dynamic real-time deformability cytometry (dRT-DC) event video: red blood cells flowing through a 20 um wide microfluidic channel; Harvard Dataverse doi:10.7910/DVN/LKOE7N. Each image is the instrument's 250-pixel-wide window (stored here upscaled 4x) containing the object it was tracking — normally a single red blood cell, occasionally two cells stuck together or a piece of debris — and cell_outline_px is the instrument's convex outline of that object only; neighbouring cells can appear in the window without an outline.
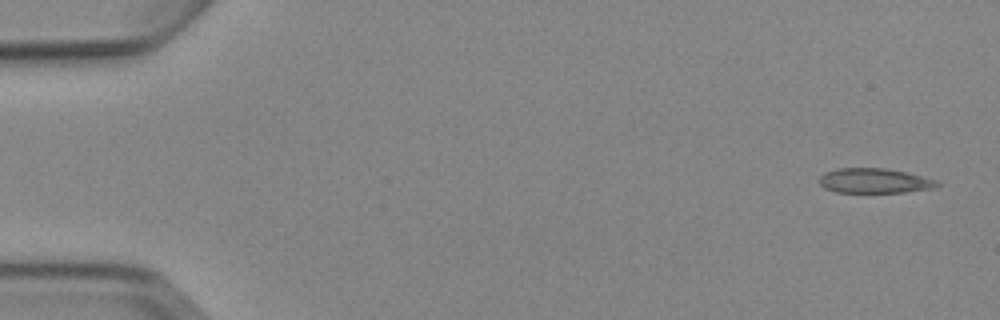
{"species": "Egyptian fruit bat (a non-hibernating species)", "species_latin": "Rousettus aegyptiacus", "temperature_condition": "cold", "stored_images_in_passage": 4, "camera_frame_rate_fps": 3000, "um_per_image_px": 0.085, "animal": {"sex": "female"}, "frame": {"image": 1, "passage_image": 1, "time_ms": 0.0, "image_size_px": [1000, 320], "cell_outline_px": [[940, 184], [932, 188], [904, 192], [836, 192], [824, 188], [816, 180], [824, 172], [836, 168], [884, 168], [904, 172], [936, 180]], "centroid_in_image_um": [74.23, 15.36], "position_along_channel_um": 10.8, "area_um2": 16.94}}
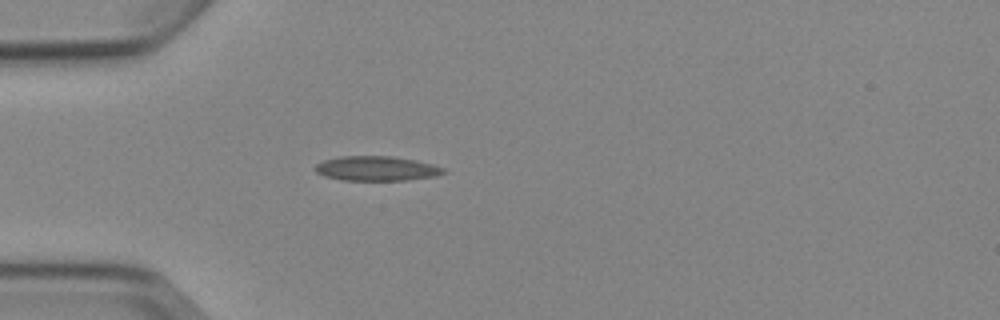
{"frame": {"image": 2, "passage_image": 4, "time_ms": 4.333, "image_size_px": [1000, 320], "cell_outline_px": [[448, 172], [436, 176], [408, 180], [340, 180], [324, 176], [316, 172], [312, 168], [316, 164], [324, 160], [340, 156], [392, 156], [416, 160], [432, 164], [444, 168]], "centroid_in_image_um": [32.0, 14.32], "position_along_channel_um": 53.0, "area_um2": 18.61}}